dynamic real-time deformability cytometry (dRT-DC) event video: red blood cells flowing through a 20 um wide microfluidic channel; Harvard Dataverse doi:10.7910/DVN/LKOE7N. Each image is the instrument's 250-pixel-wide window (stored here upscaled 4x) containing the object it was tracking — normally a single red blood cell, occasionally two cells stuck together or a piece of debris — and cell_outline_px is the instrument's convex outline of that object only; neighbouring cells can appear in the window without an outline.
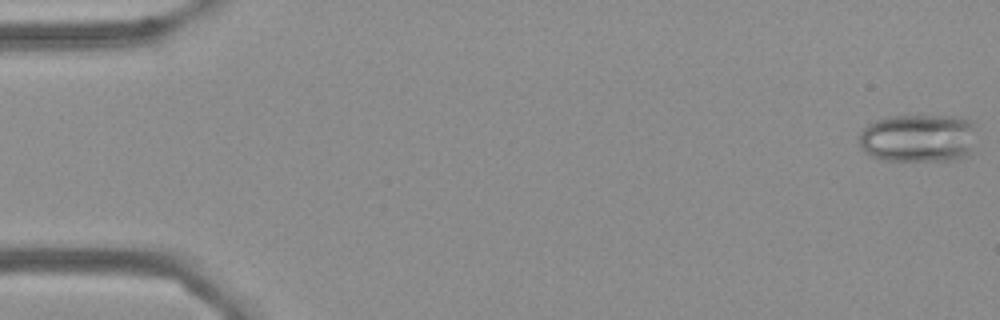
{"species": "Egyptian fruit bat (a non-hibernating species)", "species_latin": "Rousettus aegyptiacus", "temperature_condition": "cold", "stored_images_in_passage": 56, "camera_frame_rate_fps": 3000, "um_per_image_px": 0.085, "frame": {"image": 1, "passage_image": 1, "time_ms": 0.0, "image_size_px": [1000, 320], "cell_outline_px": [[972, 152], [968, 156], [952, 160], [884, 160], [872, 156], [864, 152], [860, 148], [860, 132], [868, 124], [876, 120], [888, 116], [956, 116], [972, 120]], "centroid_in_image_um": [78.03, 11.74], "position_along_channel_um": 7.0, "area_um2": 32.95}}
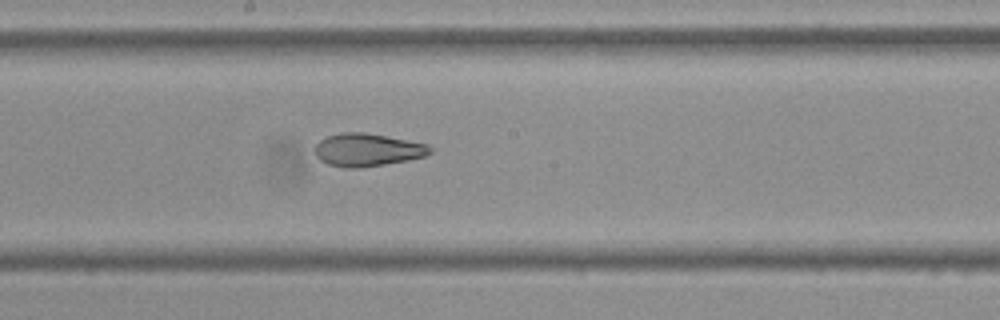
{"frame": {"image": 2, "passage_image": 30, "time_ms": 9.667, "image_size_px": [1000, 320], "cell_outline_px": [[436, 148], [432, 152], [424, 156], [408, 160], [360, 168], [344, 168], [328, 164], [320, 160], [316, 156], [316, 144], [320, 140], [328, 136], [344, 132], [364, 132], [428, 144]], "centroid_in_image_um": [31.26, 12.74], "position_along_channel_um": 216.9, "area_um2": 22.02}}
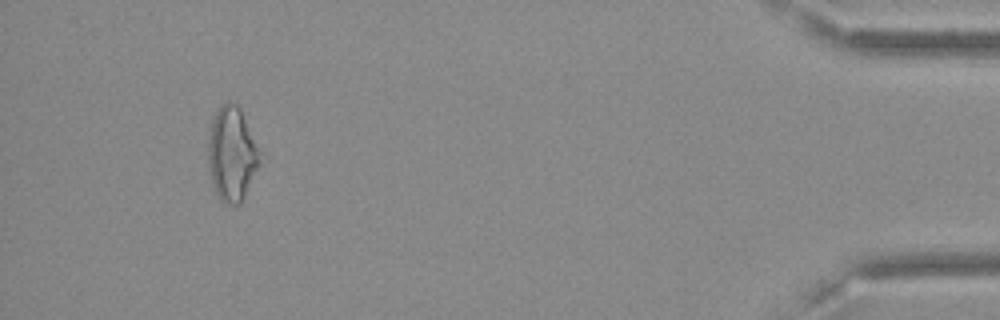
{"frame": {"image": 3, "passage_image": 52, "time_ms": 17.0, "image_size_px": [1000, 320], "cell_outline_px": [[260, 164], [240, 204], [232, 204], [220, 200], [212, 184], [208, 160], [208, 140], [212, 120], [220, 104], [228, 100], [236, 104], [240, 108], [260, 152]], "centroid_in_image_um": [19.7, 13.06], "position_along_channel_um": 415.5, "area_um2": 28.09}, "authors_computed_cell_mechanics": {"area_um2": 24.4494, "velocity_mm_per_s": 3.6374, "shape_relaxation_time_tau1_ms": null, "shape_relaxation_time_tau2_ms": 2.1672, "deformation_change_tau1": null, "deformation_change_tau2": 0.0777}}